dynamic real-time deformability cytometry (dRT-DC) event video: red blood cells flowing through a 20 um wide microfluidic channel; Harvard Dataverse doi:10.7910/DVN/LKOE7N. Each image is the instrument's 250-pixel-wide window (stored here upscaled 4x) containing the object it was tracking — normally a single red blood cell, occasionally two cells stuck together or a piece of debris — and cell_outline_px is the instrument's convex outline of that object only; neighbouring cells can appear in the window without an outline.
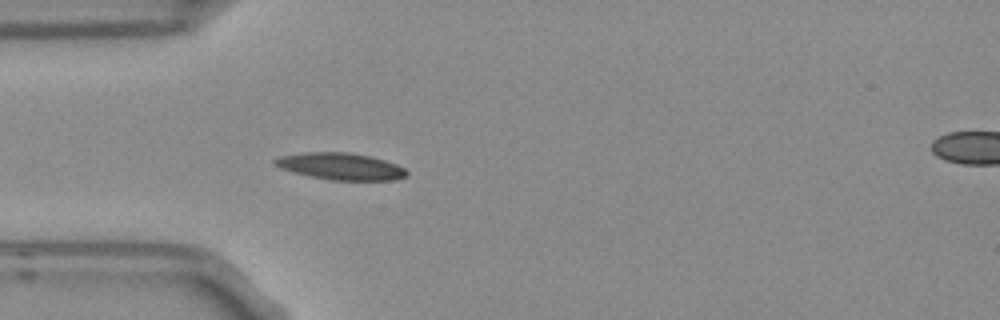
{"species": "Egyptian fruit bat (a non-hibernating species)", "species_latin": "Rousettus aegyptiacus", "temperature_condition": "room temperature", "stored_images_in_passage": 5, "segment_of_instrument_passage": [1, 2], "camera_frame_rate_fps": 3000, "um_per_image_px": 0.085, "frame": {"image": 1, "passage_image": 4, "time_ms": 1.0, "image_size_px": [1000, 320], "cell_outline_px": [[408, 172], [404, 176], [396, 180], [328, 180], [280, 168], [272, 164], [272, 160], [280, 156], [308, 152], [348, 152], [368, 156], [384, 160], [396, 164], [404, 168]], "centroid_in_image_um": [28.94, 14.14], "position_along_channel_um": 56.1, "area_um2": 20.4}}